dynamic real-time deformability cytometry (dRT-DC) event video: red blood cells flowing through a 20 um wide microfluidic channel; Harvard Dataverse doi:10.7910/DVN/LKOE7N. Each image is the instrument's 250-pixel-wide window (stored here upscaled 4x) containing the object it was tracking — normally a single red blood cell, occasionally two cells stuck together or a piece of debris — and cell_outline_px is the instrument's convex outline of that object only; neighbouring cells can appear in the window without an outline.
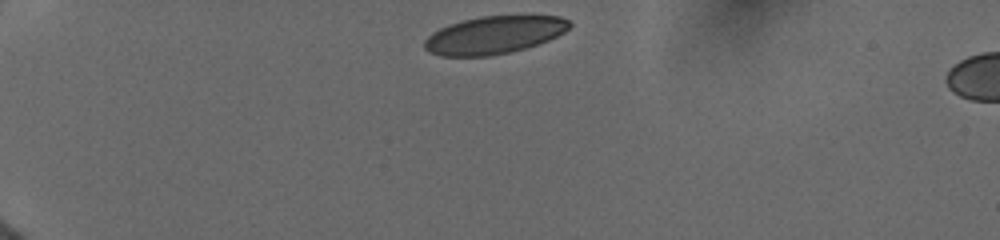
{"species": "human", "species_latin": "Homo sapiens", "temperature_condition": "cold", "stored_images_in_passage": 7, "camera_frame_rate_fps": 3000, "um_per_image_px": 0.085, "donor": {"sex": "female"}, "frame": {"image": 1, "passage_image": 1, "time_ms": 0.0, "image_size_px": [1000, 240], "cell_outline_px": [[572, 24], [564, 32], [548, 40], [524, 48], [508, 52], [488, 56], [440, 56], [428, 52], [424, 48], [424, 40], [432, 32], [448, 24], [460, 20], [480, 16], [560, 16], [568, 20]], "centroid_in_image_um": [41.94, 2.97], "position_along_channel_um": 43.1, "area_um2": 31.79}}